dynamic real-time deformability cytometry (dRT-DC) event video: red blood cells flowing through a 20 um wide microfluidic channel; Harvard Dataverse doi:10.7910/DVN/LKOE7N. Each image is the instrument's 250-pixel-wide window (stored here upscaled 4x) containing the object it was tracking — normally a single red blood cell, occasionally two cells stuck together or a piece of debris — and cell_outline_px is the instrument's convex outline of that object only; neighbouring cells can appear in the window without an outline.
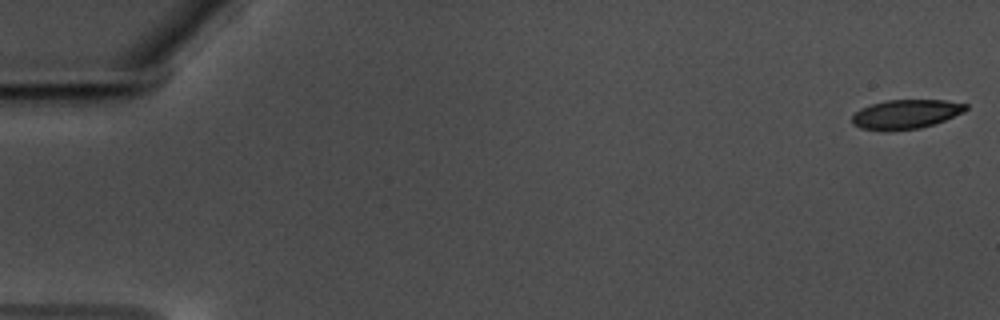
{"species": "common noctule bat (a hibernating species)", "species_latin": "Nyctalus noctula", "temperature_condition": "warm", "stored_images_in_passage": 59, "camera_frame_rate_fps": 3000, "um_per_image_px": 0.085, "animal": {"sex": "male", "body_mass_g": 17.5, "forearm_length_mm": 52.3}, "frame": {"image": 1, "passage_image": 1, "time_ms": 0.0, "image_size_px": [1000, 320], "cell_outline_px": [[968, 108], [964, 112], [944, 120], [920, 128], [884, 132], [860, 128], [852, 124], [852, 116], [860, 108], [884, 100], [944, 100], [968, 104]], "centroid_in_image_um": [76.96, 9.71], "position_along_channel_um": 8.0, "area_um2": 19.54}}
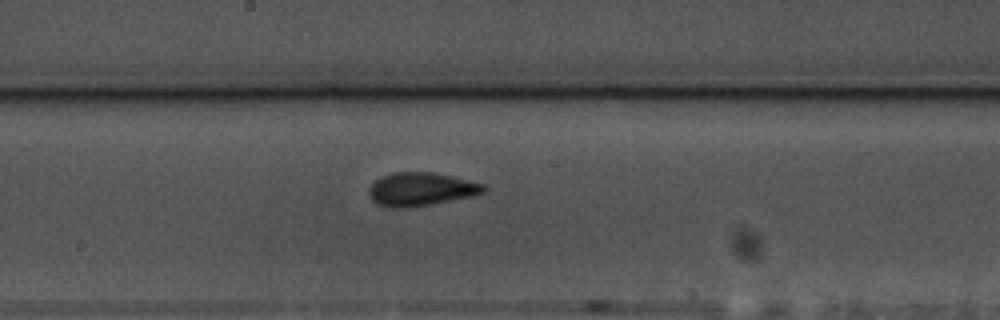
{"frame": {"image": 2, "passage_image": 32, "time_ms": 10.333, "image_size_px": [1000, 320], "cell_outline_px": [[484, 192], [472, 196], [432, 204], [408, 208], [388, 208], [376, 204], [372, 200], [368, 192], [372, 184], [376, 180], [392, 172], [436, 172], [484, 184]], "centroid_in_image_um": [35.75, 16.09], "position_along_channel_um": 212.4, "area_um2": 22.31}}
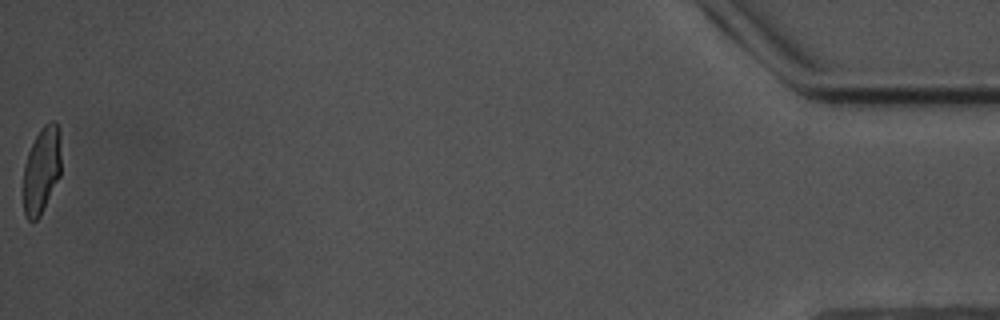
{"frame": {"image": 3, "passage_image": 59, "time_ms": 19.333, "image_size_px": [1000, 320], "cell_outline_px": [[60, 176], [40, 216], [36, 220], [28, 220], [24, 216], [24, 164], [28, 152], [36, 136], [44, 124], [52, 120], [56, 120], [60, 132]], "centroid_in_image_um": [3.54, 14.44], "position_along_channel_um": 431.7, "area_um2": 19.07}, "authors_computed_cell_mechanics": {"area_um2": 20.8658, "velocity_mm_per_s": 3.4974, "shape_relaxation_time_tau1_ms": 5.1786, "shape_relaxation_time_tau2_ms": 1.2519, "deformation_change_tau1": 0.1513, "deformation_change_tau2": 0.0822}}